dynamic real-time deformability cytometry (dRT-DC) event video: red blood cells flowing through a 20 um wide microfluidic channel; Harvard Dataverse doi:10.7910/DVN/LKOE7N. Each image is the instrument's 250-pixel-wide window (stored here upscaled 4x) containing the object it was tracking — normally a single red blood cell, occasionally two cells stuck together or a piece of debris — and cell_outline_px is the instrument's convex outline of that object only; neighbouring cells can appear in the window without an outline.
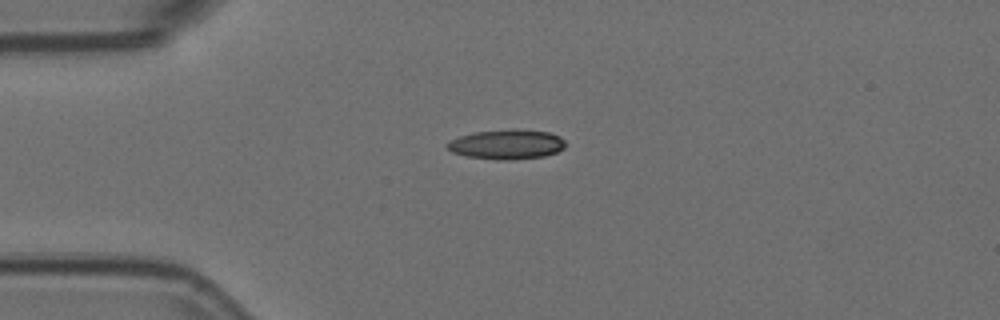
{"species": "Egyptian fruit bat (a non-hibernating species)", "species_latin": "Rousettus aegyptiacus", "temperature_condition": "room temperature", "stored_images_in_passage": 3, "segment_of_instrument_passage": [1, 2], "camera_frame_rate_fps": 3000, "um_per_image_px": 0.085, "animal": {"sex": "female"}, "frame": {"image": 1, "passage_image": 1, "time_ms": 0.0, "image_size_px": [1000, 320], "cell_outline_px": [[564, 148], [556, 152], [544, 156], [508, 160], [500, 160], [468, 156], [452, 152], [444, 144], [448, 140], [472, 132], [516, 128], [548, 132], [560, 136], [564, 140]], "centroid_in_image_um": [43.05, 12.25], "position_along_channel_um": 42.0, "area_um2": 20.58}}